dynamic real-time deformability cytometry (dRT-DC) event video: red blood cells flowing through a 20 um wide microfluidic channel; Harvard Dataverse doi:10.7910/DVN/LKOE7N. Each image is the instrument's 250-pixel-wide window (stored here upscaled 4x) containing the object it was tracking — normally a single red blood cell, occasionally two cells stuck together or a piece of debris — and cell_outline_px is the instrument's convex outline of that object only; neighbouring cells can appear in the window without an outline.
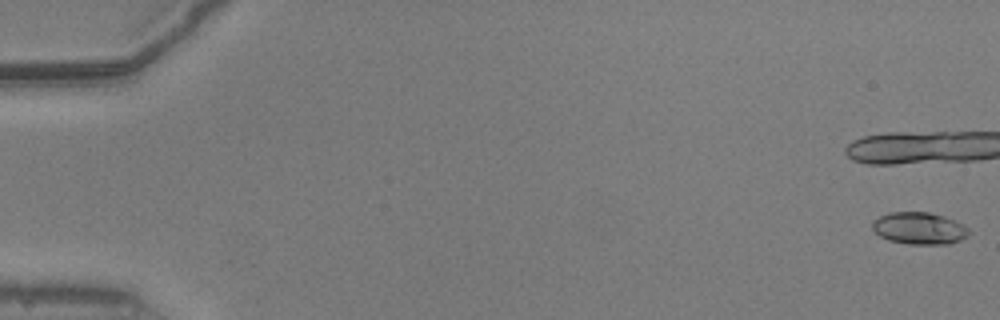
{"species": "common noctule bat (a hibernating species)", "species_latin": "Nyctalus noctula", "temperature_condition": "warm", "stored_images_in_passage": 23, "camera_frame_rate_fps": 3000, "um_per_image_px": 0.085, "animal": {"sex": "male", "body_mass_g": 20.5, "forearm_length_mm": 52.5}, "frame": {"image": 1, "passage_image": 1, "time_ms": 0.0, "image_size_px": [1000, 320], "cell_outline_px": [[972, 232], [968, 236], [960, 240], [948, 244], [908, 244], [888, 240], [880, 236], [872, 228], [872, 220], [888, 212], [928, 212], [944, 216], [968, 228]], "centroid_in_image_um": [78.12, 19.41], "position_along_channel_um": 6.9, "area_um2": 18.03}}